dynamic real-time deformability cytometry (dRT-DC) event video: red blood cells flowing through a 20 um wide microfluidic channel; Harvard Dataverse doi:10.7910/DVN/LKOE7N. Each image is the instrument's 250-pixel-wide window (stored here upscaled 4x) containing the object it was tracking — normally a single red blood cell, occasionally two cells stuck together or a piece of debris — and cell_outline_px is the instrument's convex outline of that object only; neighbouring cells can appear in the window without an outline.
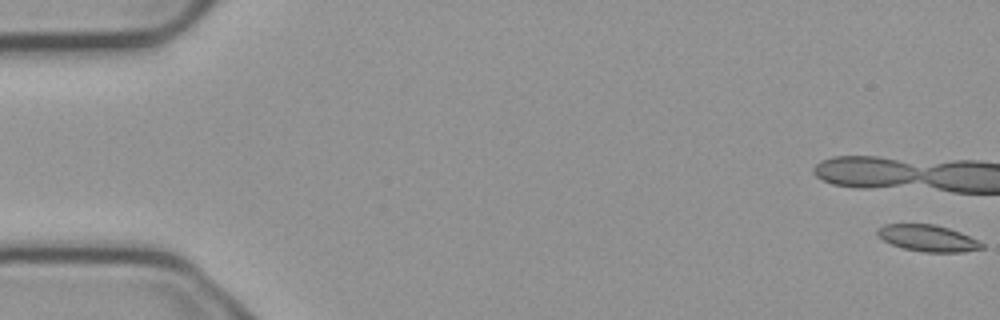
{"species": "common noctule bat (a hibernating species)", "species_latin": "Nyctalus noctula", "temperature_condition": "cold", "stored_images_in_passage": 7, "camera_frame_rate_fps": 3000, "um_per_image_px": 0.085, "animal": {"sex": "male", "body_mass_g": 23.1, "forearm_length_mm": 52.7}, "frame": {"image": 1, "passage_image": 1, "time_ms": 0.0, "image_size_px": [1000, 320], "cell_outline_px": [[984, 248], [964, 252], [924, 252], [904, 248], [892, 244], [884, 240], [876, 232], [884, 224], [936, 224], [960, 232], [984, 244]], "centroid_in_image_um": [78.89, 20.25], "position_along_channel_um": 6.1, "area_um2": 15.9}}
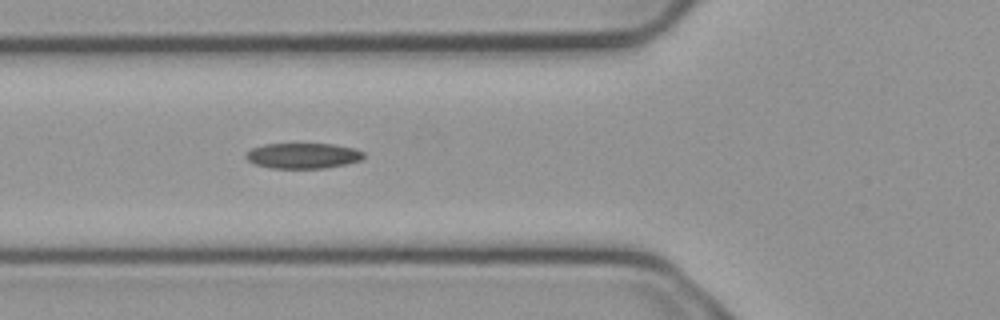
{"frame": {"image": 2, "passage_image": 7, "time_ms": 2.0, "image_size_px": [1000, 320], "cell_outline_px": [[364, 160], [324, 168], [272, 168], [256, 164], [248, 160], [244, 156], [252, 148], [264, 144], [332, 144], [356, 148], [364, 152]], "centroid_in_image_um": [25.79, 13.23], "position_along_channel_um": 100.0, "area_um2": 17.46}}